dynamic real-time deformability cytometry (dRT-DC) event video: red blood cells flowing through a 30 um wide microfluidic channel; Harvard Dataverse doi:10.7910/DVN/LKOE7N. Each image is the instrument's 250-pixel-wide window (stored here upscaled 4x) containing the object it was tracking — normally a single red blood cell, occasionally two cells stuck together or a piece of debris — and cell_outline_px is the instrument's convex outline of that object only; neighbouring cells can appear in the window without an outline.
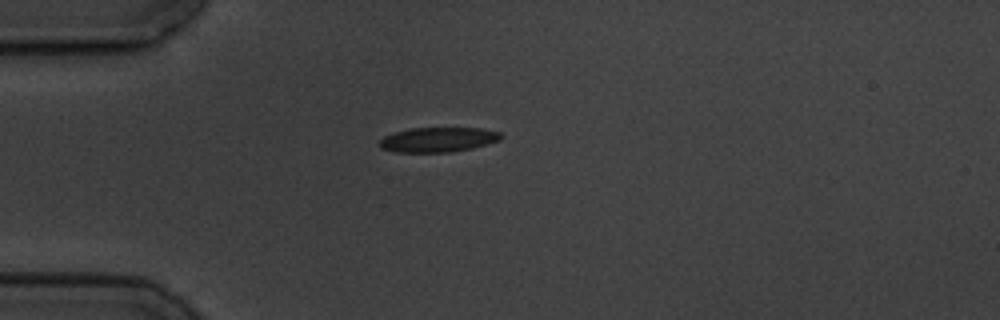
{"species": "common noctule bat (a hibernating species)", "species_latin": "Nyctalus noctula", "temperature_condition": "cold", "stored_images_in_passage": 7, "camera_frame_rate_fps": 3000, "um_per_image_px": 0.085, "animal": {"sex": "male", "body_mass_g": 19.5, "forearm_length_mm": 54.6}, "frame": {"image": 1, "passage_image": 1, "time_ms": 0.0, "image_size_px": [1000, 320], "cell_outline_px": [[504, 136], [500, 140], [472, 148], [452, 152], [396, 152], [380, 148], [380, 140], [384, 136], [392, 132], [412, 128], [484, 128], [500, 132]], "centroid_in_image_um": [37.25, 11.86], "position_along_channel_um": 47.8, "area_um2": 17.63}}
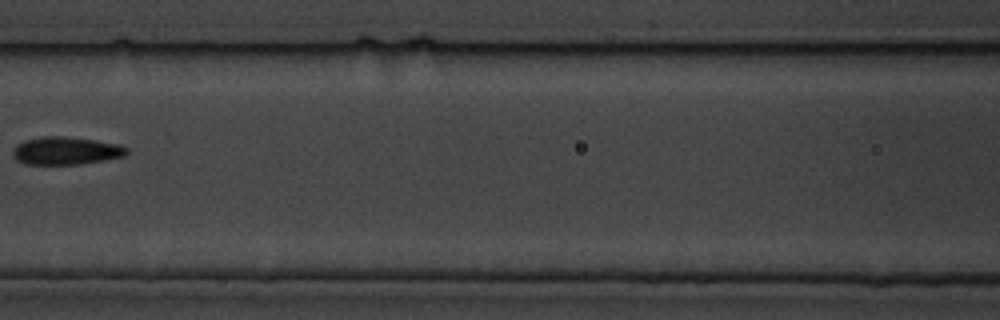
{"frame": {"image": 2, "passage_image": 4, "time_ms": 3.667, "image_size_px": [1000, 320], "cell_outline_px": [[128, 152], [124, 156], [104, 160], [80, 164], [24, 164], [16, 160], [12, 152], [16, 144], [24, 140], [44, 136], [64, 136], [96, 140], [120, 144], [128, 148]], "centroid_in_image_um": [5.6, 12.81], "position_along_channel_um": 161.0, "area_um2": 18.55}}
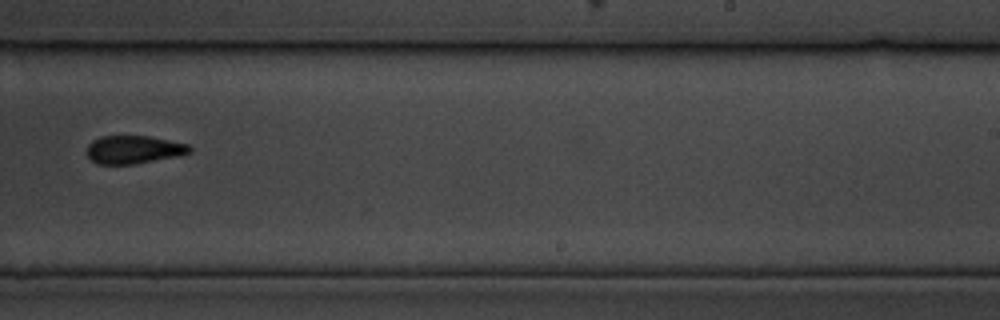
{"frame": {"image": 3, "passage_image": 7, "time_ms": 7.0, "image_size_px": [1000, 320], "cell_outline_px": [[192, 152], [180, 156], [136, 164], [96, 164], [88, 156], [88, 144], [92, 140], [100, 136], [148, 136], [188, 144], [192, 148]], "centroid_in_image_um": [11.39, 12.72], "position_along_channel_um": 277.6, "area_um2": 16.94}}